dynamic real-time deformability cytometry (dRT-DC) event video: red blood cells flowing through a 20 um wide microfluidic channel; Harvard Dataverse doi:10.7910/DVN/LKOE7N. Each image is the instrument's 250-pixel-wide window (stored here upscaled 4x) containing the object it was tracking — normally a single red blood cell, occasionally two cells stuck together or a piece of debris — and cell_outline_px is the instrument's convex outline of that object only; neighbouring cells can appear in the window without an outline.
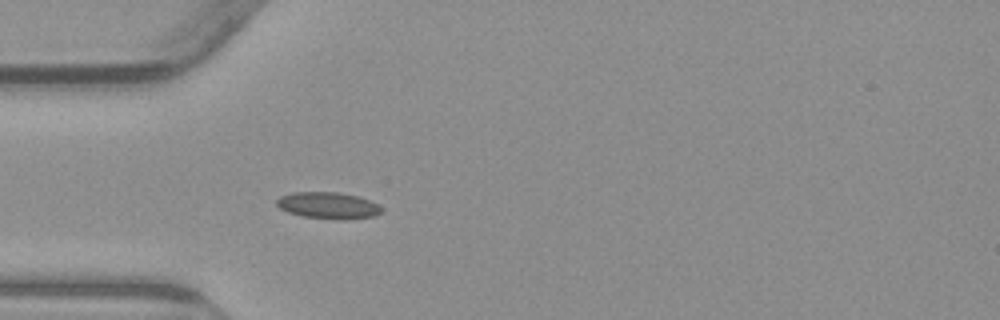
{"species": "common noctule bat (a hibernating species)", "species_latin": "Nyctalus noctula", "temperature_condition": "warm", "stored_images_in_passage": 28, "camera_frame_rate_fps": 3000, "um_per_image_px": 0.085, "animal": {"sex": "male", "body_mass_g": 23.1, "forearm_length_mm": 52.7}, "frame": {"image": 1, "passage_image": 1, "time_ms": 0.0, "image_size_px": [1000, 320], "cell_outline_px": [[380, 212], [372, 216], [344, 220], [304, 216], [288, 212], [280, 208], [276, 204], [276, 200], [280, 196], [292, 192], [336, 192], [360, 196], [376, 204], [380, 208]], "centroid_in_image_um": [27.85, 17.45], "position_along_channel_um": 57.2, "area_um2": 16.01}}
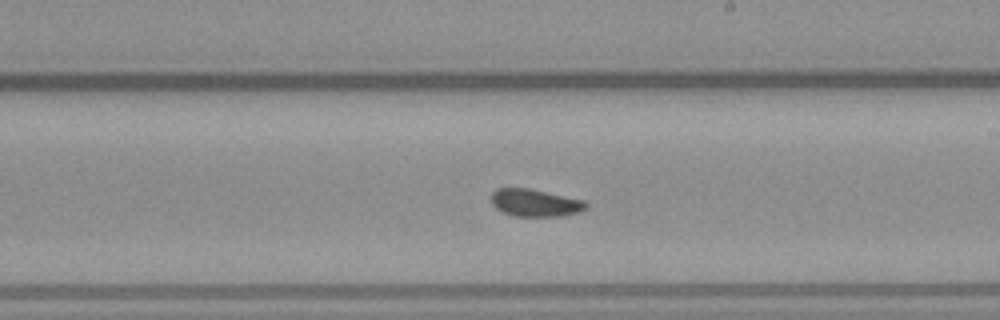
{"frame": {"image": 2, "passage_image": 16, "time_ms": 5.0, "image_size_px": [1000, 320], "cell_outline_px": [[588, 208], [580, 212], [560, 216], [516, 216], [504, 212], [496, 208], [492, 204], [492, 192], [496, 188], [528, 188], [584, 200], [588, 204]], "centroid_in_image_um": [45.51, 17.24], "position_along_channel_um": 243.5, "area_um2": 15.09}}
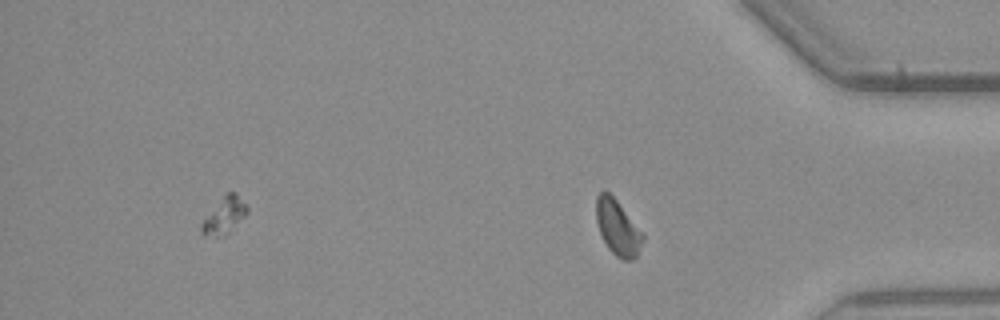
{"frame": {"image": 3, "passage_image": 28, "time_ms": 9.0, "image_size_px": [1000, 320], "cell_outline_px": [[644, 240], [636, 256], [632, 260], [624, 260], [616, 256], [608, 248], [600, 232], [596, 220], [596, 196], [600, 192], [608, 192], [616, 200], [644, 236]], "centroid_in_image_um": [52.48, 19.37], "position_along_channel_um": 382.7, "area_um2": 14.57}, "authors_computed_cell_mechanics": {"area_um2": 15.2014, "velocity_mm_per_s": 3.7895, "shape_relaxation_time_tau1_ms": null, "shape_relaxation_time_tau2_ms": 1.4375, "deformation_change_tau1": null, "deformation_change_tau2": 0.0507}}